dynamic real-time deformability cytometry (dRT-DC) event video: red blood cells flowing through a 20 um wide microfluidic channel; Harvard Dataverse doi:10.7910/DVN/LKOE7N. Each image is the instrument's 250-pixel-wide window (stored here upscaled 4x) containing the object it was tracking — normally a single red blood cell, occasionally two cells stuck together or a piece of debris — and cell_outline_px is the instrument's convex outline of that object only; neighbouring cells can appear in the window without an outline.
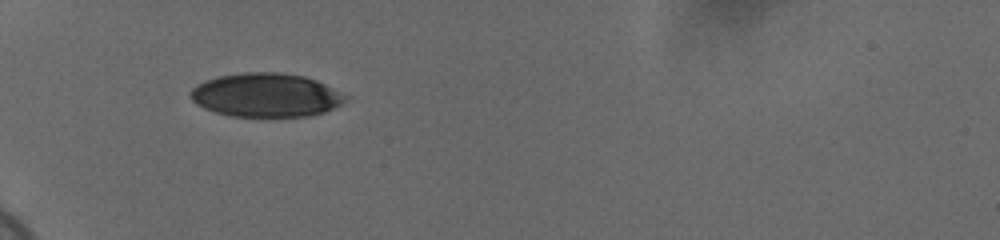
{"species": "human", "species_latin": "Homo sapiens", "temperature_condition": "cold", "stored_images_in_passage": 35, "camera_frame_rate_fps": 3000, "um_per_image_px": 0.085, "donor": {"sex": "female"}, "frame": {"image": 1, "passage_image": 1, "time_ms": 0.0, "image_size_px": [1000, 240], "cell_outline_px": [[348, 96], [340, 104], [324, 112], [308, 116], [232, 116], [216, 112], [204, 108], [196, 104], [188, 96], [192, 88], [196, 84], [204, 80], [220, 76], [244, 72], [280, 72], [304, 76], [316, 80]], "centroid_in_image_um": [22.56, 8.07], "position_along_channel_um": 62.4, "area_um2": 39.36}}
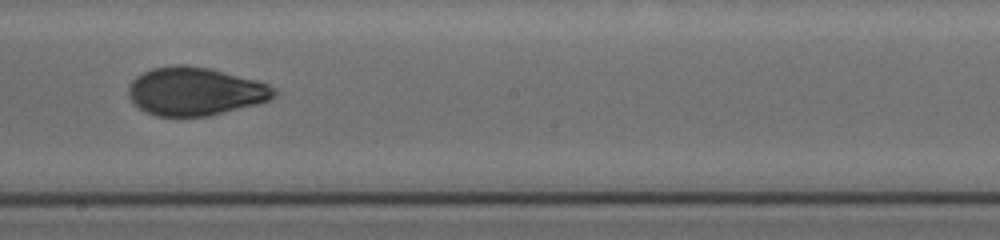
{"frame": {"image": 2, "passage_image": 16, "time_ms": 5.0, "image_size_px": [1000, 240], "cell_outline_px": [[280, 92], [272, 100], [208, 116], [156, 116], [144, 112], [128, 96], [128, 84], [136, 76], [152, 68], [172, 64], [188, 64], [208, 68], [260, 80], [276, 88]], "centroid_in_image_um": [16.62, 7.75], "position_along_channel_um": 231.6, "area_um2": 41.44}}
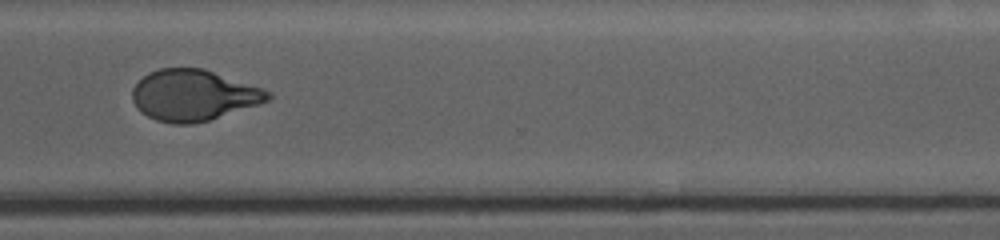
{"frame": {"image": 3, "passage_image": 26, "time_ms": 8.333, "image_size_px": [1000, 240], "cell_outline_px": [[272, 96], [268, 100], [260, 104], [208, 120], [192, 124], [172, 124], [156, 120], [140, 112], [136, 108], [132, 100], [132, 88], [148, 72], [160, 68], [204, 68], [272, 92]], "centroid_in_image_um": [16.42, 8.1], "position_along_channel_um": 354.2, "area_um2": 40.29}, "authors_computed_cell_mechanics": {"area_um2": 41.2692, "velocity_mm_per_s": 3.6846, "shape_relaxation_time_tau1_ms": 3.7444, "shape_relaxation_time_tau2_ms": 1.5176, "deformation_change_tau1": 0.1472, "deformation_change_tau2": 0.0554}}